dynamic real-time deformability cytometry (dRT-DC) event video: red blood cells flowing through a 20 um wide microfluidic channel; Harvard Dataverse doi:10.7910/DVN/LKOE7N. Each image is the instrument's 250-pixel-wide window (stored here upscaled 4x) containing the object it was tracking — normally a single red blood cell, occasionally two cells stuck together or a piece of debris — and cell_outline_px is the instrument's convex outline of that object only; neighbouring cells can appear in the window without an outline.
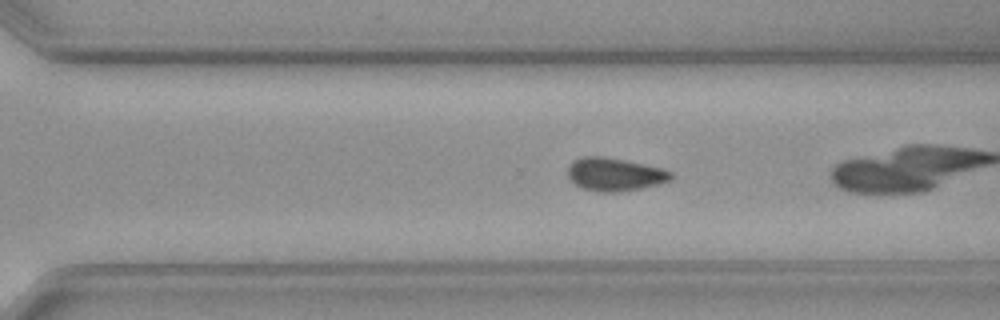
{"species": "common noctule bat (a hibernating species)", "species_latin": "Nyctalus noctula", "temperature_condition": "cold", "stored_images_in_passage": 37, "camera_frame_rate_fps": 3000, "um_per_image_px": 0.085, "animal": {"sex": "female", "body_mass_g": 19.3, "forearm_length_mm": 54.1}, "frame": {"image": 1, "passage_image": 26, "time_ms": 8.333, "image_size_px": [1000, 320], "cell_outline_px": [[672, 176], [668, 180], [656, 184], [640, 188], [616, 192], [596, 192], [584, 188], [576, 184], [568, 176], [568, 164], [572, 160], [584, 156], [604, 156], [664, 168], [672, 172]], "centroid_in_image_um": [52.21, 14.8], "position_along_channel_um": 318.4, "area_um2": 19.77}, "authors_computed_cell_mechanics": {"area_um2": 20.1722, "velocity_mm_per_s": 3.7064, "shape_relaxation_time_tau1_ms": 7.0981, "shape_relaxation_time_tau2_ms": null, "deformation_change_tau1": 0.0955, "deformation_change_tau2": null}}